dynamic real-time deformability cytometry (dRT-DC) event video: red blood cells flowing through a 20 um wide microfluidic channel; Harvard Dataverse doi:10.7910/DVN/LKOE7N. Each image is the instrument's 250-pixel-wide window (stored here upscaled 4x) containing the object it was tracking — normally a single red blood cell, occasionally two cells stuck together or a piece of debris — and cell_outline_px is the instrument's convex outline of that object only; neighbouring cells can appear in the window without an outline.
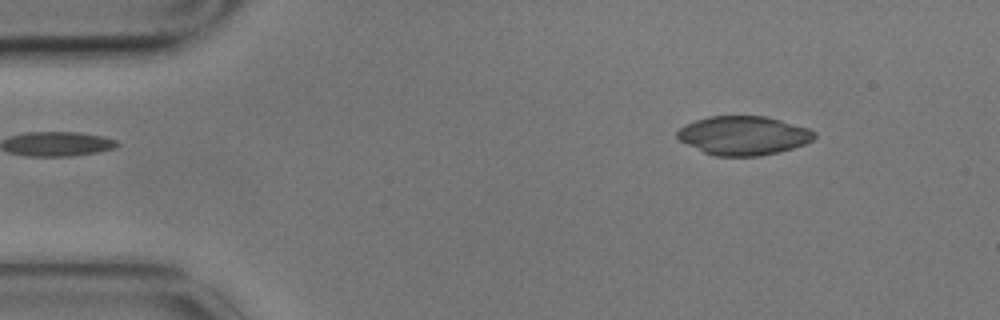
{"species": "common noctule bat (a hibernating species)", "species_latin": "Nyctalus noctula", "temperature_condition": "cold", "stored_images_in_passage": 3, "camera_frame_rate_fps": 3000, "um_per_image_px": 0.085, "animal": {"sex": "male", "body_mass_g": 17.9}, "frame": {"image": 1, "passage_image": 1, "time_ms": 0.0, "image_size_px": [1000, 320], "cell_outline_px": [[816, 136], [812, 140], [804, 144], [780, 152], [760, 156], [716, 156], [704, 152], [680, 140], [676, 136], [676, 132], [680, 128], [696, 120], [708, 116], [764, 116], [780, 120], [808, 128], [816, 132]], "centroid_in_image_um": [63.21, 11.52], "position_along_channel_um": 21.8, "area_um2": 30.87}}